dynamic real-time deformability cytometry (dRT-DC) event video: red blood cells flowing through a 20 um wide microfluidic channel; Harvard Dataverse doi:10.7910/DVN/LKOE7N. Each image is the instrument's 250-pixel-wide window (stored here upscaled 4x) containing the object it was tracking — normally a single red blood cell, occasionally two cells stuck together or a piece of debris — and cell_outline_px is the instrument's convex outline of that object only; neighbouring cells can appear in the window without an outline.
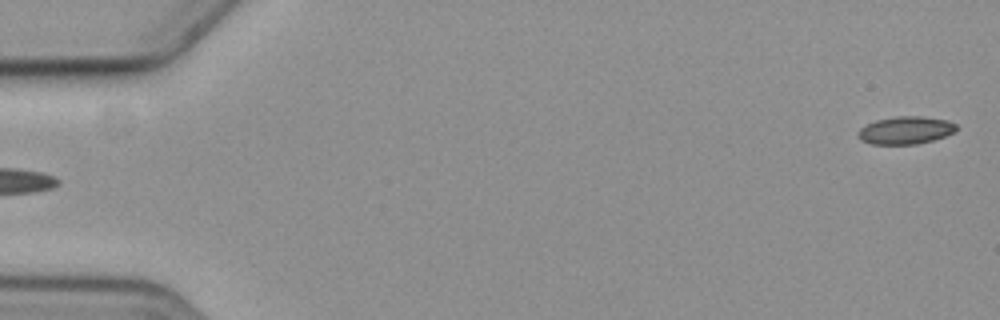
{"species": "common noctule bat (a hibernating species)", "species_latin": "Nyctalus noctula", "temperature_condition": "cold", "stored_images_in_passage": 4, "camera_frame_rate_fps": 3000, "um_per_image_px": 0.085, "animal": {"sex": "female", "body_mass_g": 19.3, "forearm_length_mm": 54.1}, "frame": {"image": 1, "passage_image": 1, "time_ms": 0.0, "image_size_px": [1000, 320], "cell_outline_px": [[956, 128], [952, 132], [944, 136], [932, 140], [916, 144], [872, 144], [860, 140], [856, 136], [856, 132], [860, 128], [876, 120], [896, 116], [920, 116], [948, 120], [956, 124]], "centroid_in_image_um": [76.92, 11.07], "position_along_channel_um": 8.1, "area_um2": 15.78}}